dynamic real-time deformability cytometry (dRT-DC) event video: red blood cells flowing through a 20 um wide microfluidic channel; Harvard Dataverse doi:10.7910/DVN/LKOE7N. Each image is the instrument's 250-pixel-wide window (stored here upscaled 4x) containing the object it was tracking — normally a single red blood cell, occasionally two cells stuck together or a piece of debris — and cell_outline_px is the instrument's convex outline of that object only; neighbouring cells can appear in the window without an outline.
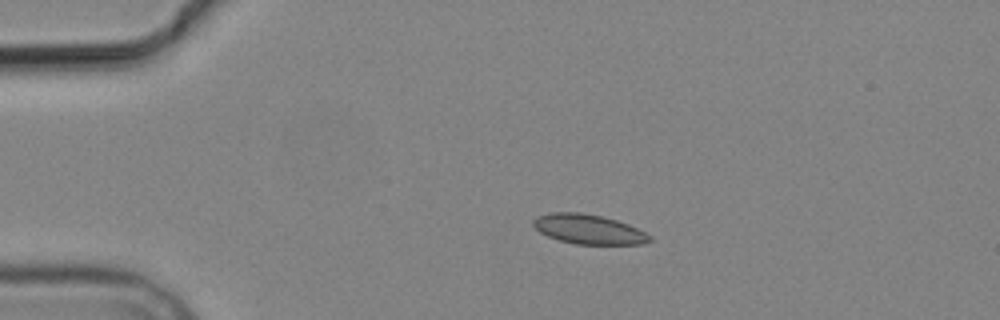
{"species": "common noctule bat (a hibernating species)", "species_latin": "Nyctalus noctula", "temperature_condition": "cold", "stored_images_in_passage": 3, "camera_frame_rate_fps": 3000, "um_per_image_px": 0.085, "animal": {"sex": "male", "body_mass_g": 19.2, "forearm_length_mm": 51.8}, "frame": {"image": 1, "passage_image": 1, "time_ms": 0.0, "image_size_px": [1000, 320], "cell_outline_px": [[652, 240], [644, 244], [576, 244], [560, 240], [548, 236], [540, 232], [532, 224], [532, 220], [536, 216], [552, 212], [580, 212], [600, 216], [616, 220], [628, 224], [652, 236]], "centroid_in_image_um": [50.02, 19.48], "position_along_channel_um": 35.0, "area_um2": 20.0}}
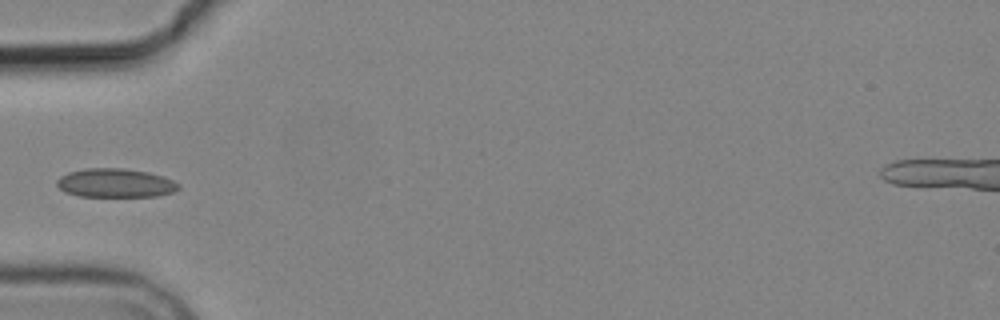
{"frame": {"image": 2, "passage_image": 3, "time_ms": 2.333, "image_size_px": [1000, 320], "cell_outline_px": [[180, 188], [172, 192], [156, 196], [80, 196], [64, 192], [56, 184], [56, 180], [60, 176], [68, 172], [84, 168], [124, 168], [148, 172], [164, 176], [180, 184]], "centroid_in_image_um": [9.79, 15.54], "position_along_channel_um": 75.2, "area_um2": 20.52}}